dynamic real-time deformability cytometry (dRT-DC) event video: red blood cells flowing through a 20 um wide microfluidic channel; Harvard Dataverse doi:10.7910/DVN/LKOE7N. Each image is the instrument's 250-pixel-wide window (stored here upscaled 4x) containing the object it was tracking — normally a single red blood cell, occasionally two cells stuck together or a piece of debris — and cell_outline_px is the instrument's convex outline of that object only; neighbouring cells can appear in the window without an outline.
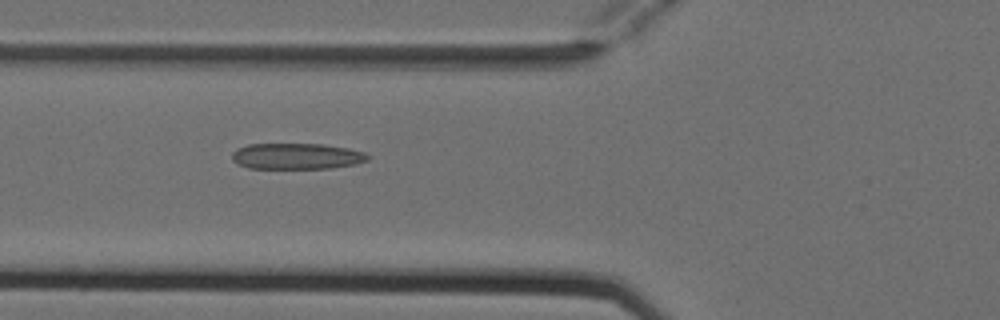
{"species": "Egyptian fruit bat (a non-hibernating species)", "species_latin": "Rousettus aegyptiacus", "temperature_condition": "cold", "stored_images_in_passage": 7, "camera_frame_rate_fps": 3000, "um_per_image_px": 0.085, "animal": {"sex": "female"}, "frame": {"image": 1, "passage_image": 6, "time_ms": 1.667, "image_size_px": [1000, 320], "cell_outline_px": [[368, 160], [356, 164], [328, 168], [248, 168], [236, 164], [232, 160], [232, 152], [236, 148], [248, 144], [320, 144], [348, 148], [364, 152], [368, 156]], "centroid_in_image_um": [25.16, 13.27], "position_along_channel_um": 100.6, "area_um2": 20.58}}
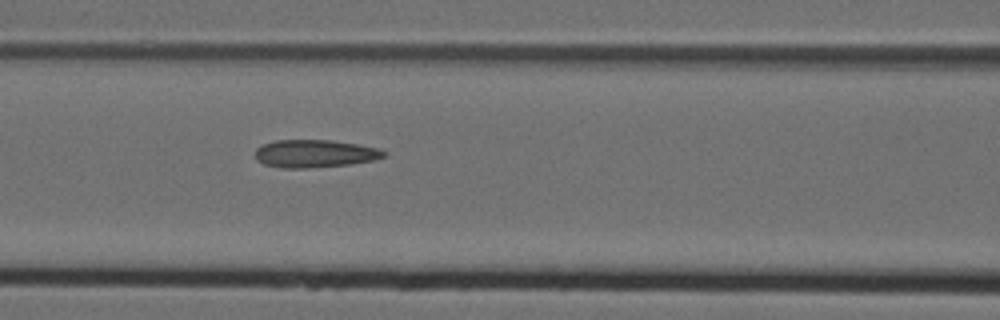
{"frame": {"image": 2, "passage_image": 7, "time_ms": 2.0, "image_size_px": [1000, 320], "cell_outline_px": [[388, 152], [384, 156], [376, 160], [348, 164], [308, 168], [280, 168], [264, 164], [256, 160], [256, 148], [264, 144], [276, 140], [328, 140], [356, 144], [376, 148]], "centroid_in_image_um": [26.74, 13.06], "position_along_channel_um": 139.9, "area_um2": 20.69}}